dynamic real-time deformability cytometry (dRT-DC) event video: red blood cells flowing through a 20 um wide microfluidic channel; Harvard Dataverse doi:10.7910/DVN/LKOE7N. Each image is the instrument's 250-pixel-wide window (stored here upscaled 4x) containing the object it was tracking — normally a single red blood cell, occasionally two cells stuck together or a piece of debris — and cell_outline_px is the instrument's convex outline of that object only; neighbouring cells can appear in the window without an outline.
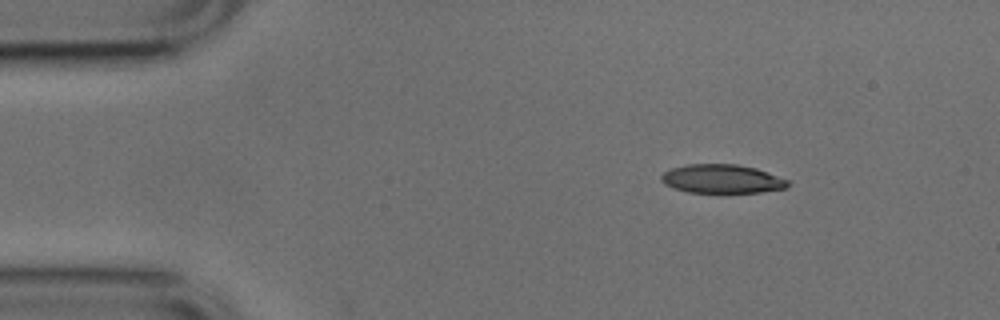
{"species": "common noctule bat (a hibernating species)", "species_latin": "Nyctalus noctula", "temperature_condition": "cold", "stored_images_in_passage": 39, "camera_frame_rate_fps": 3000, "um_per_image_px": 0.085, "animal": {"sex": "male", "body_mass_g": 17.9, "forearm_length_mm": 54.2}, "frame": {"image": 1, "passage_image": 1, "time_ms": 0.0, "image_size_px": [1000, 320], "cell_outline_px": [[788, 188], [760, 192], [688, 192], [664, 184], [660, 180], [660, 176], [664, 172], [672, 168], [688, 164], [736, 164], [756, 168], [788, 180]], "centroid_in_image_um": [61.36, 15.2], "position_along_channel_um": 23.6, "area_um2": 21.04}}
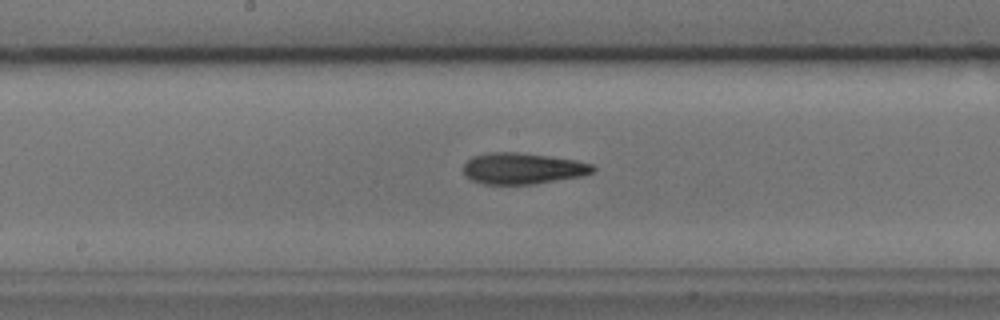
{"frame": {"image": 2, "passage_image": 20, "time_ms": 6.333, "image_size_px": [1000, 320], "cell_outline_px": [[596, 168], [592, 172], [584, 176], [532, 184], [484, 184], [472, 180], [464, 176], [464, 164], [472, 156], [488, 152], [516, 152], [548, 156], [576, 160], [592, 164]], "centroid_in_image_um": [44.42, 14.32], "position_along_channel_um": 203.8, "area_um2": 23.58}}
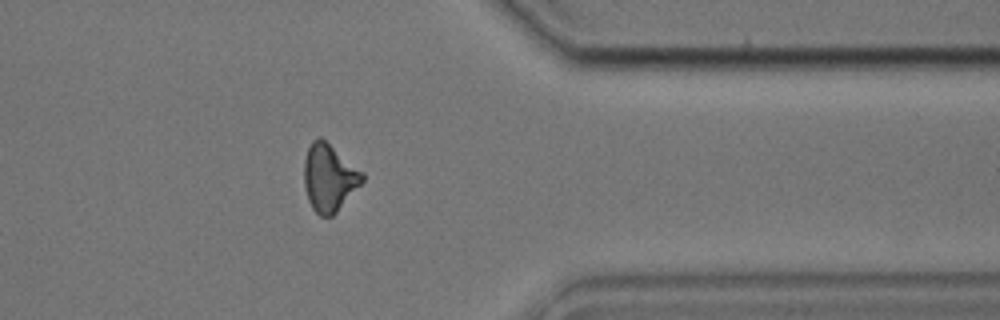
{"frame": {"image": 3, "passage_image": 35, "time_ms": 11.333, "image_size_px": [1000, 320], "cell_outline_px": [[364, 180], [336, 212], [332, 216], [320, 216], [312, 208], [308, 200], [304, 184], [304, 160], [308, 148], [312, 140], [320, 136], [364, 172]], "centroid_in_image_um": [27.97, 15.09], "position_along_channel_um": 383.4, "area_um2": 22.72}, "authors_computed_cell_mechanics": {"area_um2": 23.1778, "velocity_mm_per_s": 3.8631, "shape_relaxation_time_tau1_ms": 3.7249, "shape_relaxation_time_tau2_ms": 6.0962, "deformation_change_tau1": 0.1173, "deformation_change_tau2": 0.1663}}